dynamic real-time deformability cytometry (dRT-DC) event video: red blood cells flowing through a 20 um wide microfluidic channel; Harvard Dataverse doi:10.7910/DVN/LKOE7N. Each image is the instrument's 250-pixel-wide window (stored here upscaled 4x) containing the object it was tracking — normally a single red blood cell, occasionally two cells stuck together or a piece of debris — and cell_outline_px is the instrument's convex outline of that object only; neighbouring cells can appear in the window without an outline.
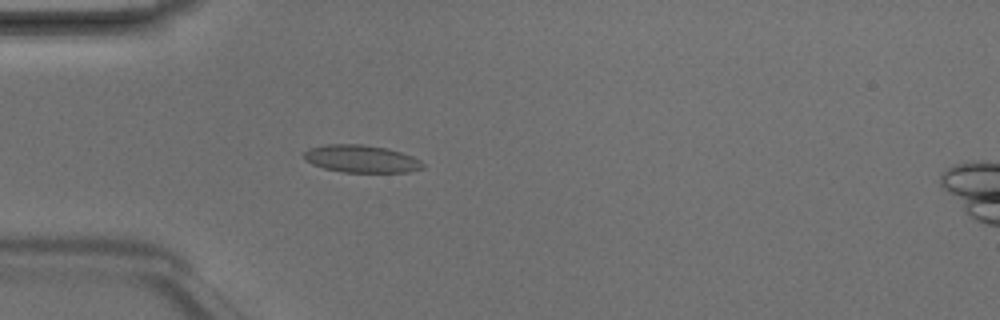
{"species": "Egyptian fruit bat (a non-hibernating species)", "species_latin": "Rousettus aegyptiacus", "temperature_condition": "room temperature", "stored_images_in_passage": 3, "camera_frame_rate_fps": 3000, "um_per_image_px": 0.085, "animal": {"sex": "male"}, "frame": {"image": 1, "passage_image": 3, "time_ms": 0.667, "image_size_px": [1000, 320], "cell_outline_px": [[424, 168], [408, 172], [344, 172], [324, 168], [312, 164], [304, 160], [304, 152], [308, 148], [324, 144], [360, 144], [388, 148], [412, 156], [420, 160], [424, 164]], "centroid_in_image_um": [30.69, 13.49], "position_along_channel_um": 54.3, "area_um2": 19.13}}